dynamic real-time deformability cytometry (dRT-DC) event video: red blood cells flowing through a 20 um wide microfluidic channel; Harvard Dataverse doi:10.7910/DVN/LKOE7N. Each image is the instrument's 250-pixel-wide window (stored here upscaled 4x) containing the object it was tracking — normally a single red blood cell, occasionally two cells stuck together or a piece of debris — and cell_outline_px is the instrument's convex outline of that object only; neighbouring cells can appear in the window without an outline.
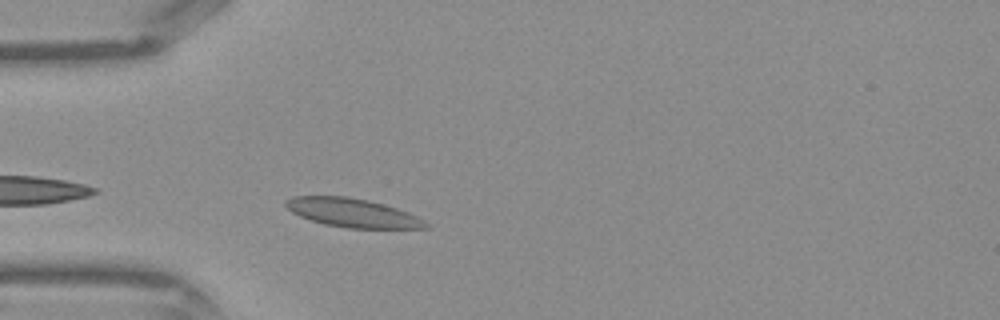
{"species": "Egyptian fruit bat (a non-hibernating species)", "species_latin": "Rousettus aegyptiacus", "temperature_condition": "warm", "stored_images_in_passage": 33, "camera_frame_rate_fps": 3000, "um_per_image_px": 0.085, "frame": {"image": 1, "passage_image": 2, "time_ms": 0.333, "image_size_px": [1000, 320], "cell_outline_px": [[432, 228], [348, 228], [324, 224], [300, 216], [292, 212], [284, 204], [284, 200], [292, 196], [348, 196], [368, 200], [384, 204], [408, 212], [432, 224]], "centroid_in_image_um": [29.99, 18.08], "position_along_channel_um": 55.0, "area_um2": 23.52}}
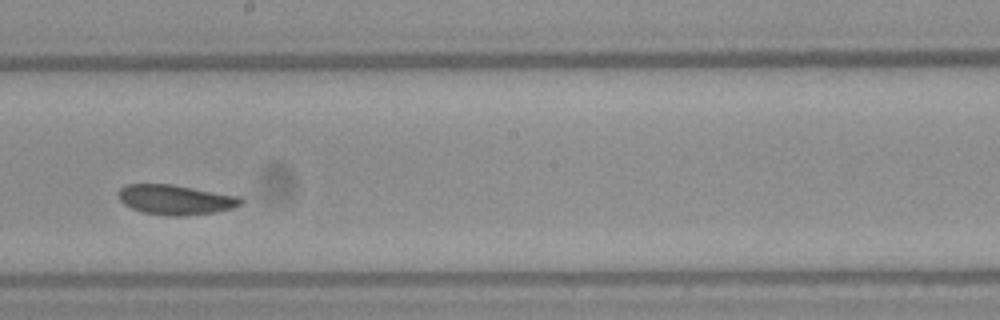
{"frame": {"image": 2, "passage_image": 14, "time_ms": 4.333, "image_size_px": [1000, 320], "cell_outline_px": [[244, 200], [240, 204], [232, 208], [216, 212], [180, 216], [168, 216], [144, 212], [132, 208], [124, 204], [116, 196], [116, 192], [124, 184], [172, 184], [240, 196]], "centroid_in_image_um": [14.89, 16.96], "position_along_channel_um": 233.3, "area_um2": 21.44}}
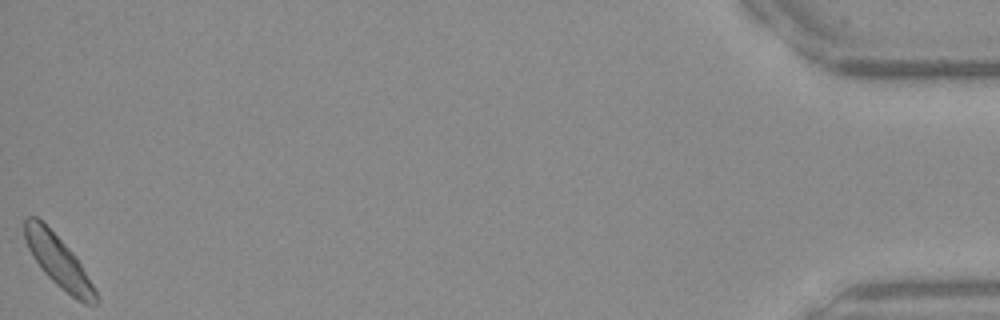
{"frame": {"image": 3, "passage_image": 33, "time_ms": 10.667, "image_size_px": [1000, 320], "cell_outline_px": [[100, 300], [96, 304], [84, 304], [72, 296], [56, 284], [44, 272], [32, 256], [28, 248], [24, 236], [24, 220], [28, 216], [36, 216], [72, 252], [80, 264], [92, 284]], "centroid_in_image_um": [4.95, 22.22], "position_along_channel_um": 430.3, "area_um2": 20.69}}